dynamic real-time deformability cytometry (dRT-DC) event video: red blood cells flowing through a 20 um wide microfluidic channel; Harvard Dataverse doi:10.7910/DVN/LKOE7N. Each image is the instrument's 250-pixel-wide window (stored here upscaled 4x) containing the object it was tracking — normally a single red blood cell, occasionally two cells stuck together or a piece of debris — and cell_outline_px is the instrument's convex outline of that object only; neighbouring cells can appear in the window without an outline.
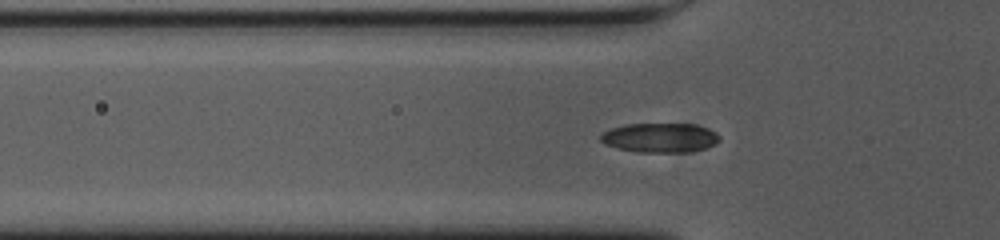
{"species": "common noctule bat (a hibernating species)", "species_latin": "Nyctalus noctula", "temperature_condition": "cold", "stored_images_in_passage": 50, "camera_frame_rate_fps": 3000, "um_per_image_px": 0.085, "animal": {"sex": "female", "body_mass_g": 23.0, "forearm_length_mm": 53.4}, "frame": {"image": 1, "passage_image": 17, "time_ms": 5.333, "image_size_px": [1000, 240], "cell_outline_px": [[720, 140], [716, 144], [704, 148], [688, 152], [640, 152], [620, 148], [604, 144], [600, 140], [600, 136], [604, 132], [612, 128], [624, 124], [692, 124], [708, 128], [716, 132], [720, 136]], "centroid_in_image_um": [56.13, 11.7], "position_along_channel_um": 69.7, "area_um2": 20.29}}
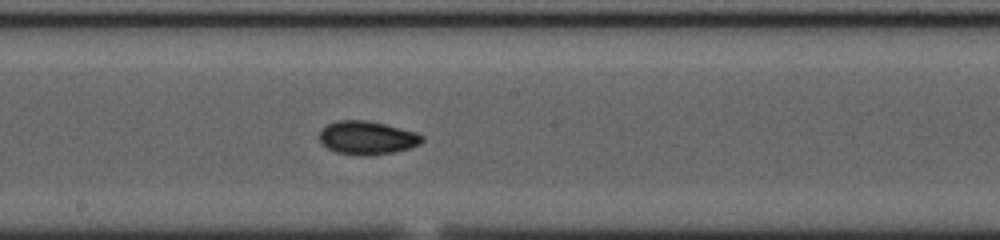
{"frame": {"image": 2, "passage_image": 29, "time_ms": 9.333, "image_size_px": [1000, 240], "cell_outline_px": [[424, 140], [420, 144], [408, 148], [392, 152], [368, 156], [360, 156], [336, 152], [328, 148], [320, 140], [320, 128], [336, 120], [368, 120], [416, 132], [424, 136]], "centroid_in_image_um": [31.2, 11.71], "position_along_channel_um": 217.0, "area_um2": 20.0}}
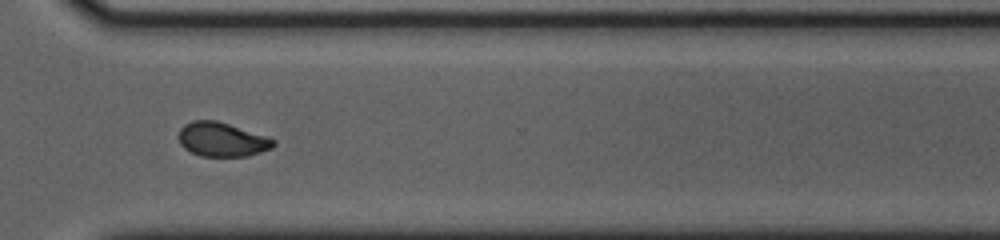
{"frame": {"image": 3, "passage_image": 40, "time_ms": 13.0, "image_size_px": [1000, 240], "cell_outline_px": [[276, 144], [272, 148], [248, 156], [200, 156], [184, 148], [180, 144], [180, 128], [184, 124], [192, 120], [216, 120], [268, 136], [276, 140]], "centroid_in_image_um": [18.89, 11.85], "position_along_channel_um": 351.7, "area_um2": 18.9}, "authors_computed_cell_mechanics": {"area_um2": 19.0162, "velocity_mm_per_s": 3.6703, "shape_relaxation_time_tau1_ms": 5.2138, "shape_relaxation_time_tau2_ms": 1.9522, "deformation_change_tau1": 0.143, "deformation_change_tau2": 0.0558}}